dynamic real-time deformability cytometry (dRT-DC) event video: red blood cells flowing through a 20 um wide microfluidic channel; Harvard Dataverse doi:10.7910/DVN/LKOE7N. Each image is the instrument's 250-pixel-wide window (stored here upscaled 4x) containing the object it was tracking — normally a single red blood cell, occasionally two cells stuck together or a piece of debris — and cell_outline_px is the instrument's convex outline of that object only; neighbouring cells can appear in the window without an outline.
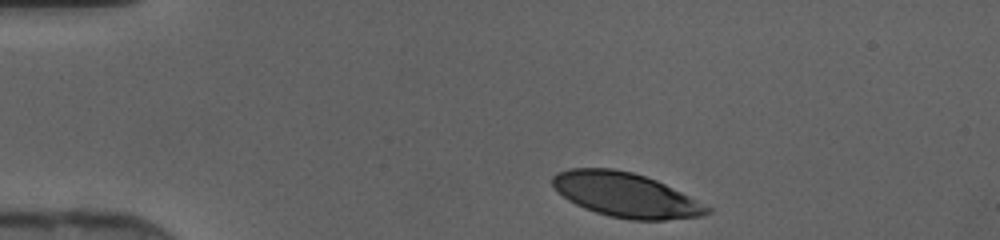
{"species": "human", "species_latin": "Homo sapiens", "temperature_condition": "cold", "stored_images_in_passage": 34, "camera_frame_rate_fps": 3000, "um_per_image_px": 0.085, "donor": {"sex": "female"}, "frame": {"image": 1, "passage_image": 1, "time_ms": 0.0, "image_size_px": [1000, 240], "cell_outline_px": [[712, 212], [704, 216], [664, 220], [632, 220], [608, 216], [584, 208], [568, 200], [552, 184], [552, 176], [556, 172], [568, 168], [612, 168], [632, 172], [656, 180], [712, 208]], "centroid_in_image_um": [53.18, 16.57], "position_along_channel_um": 31.8, "area_um2": 39.82}}
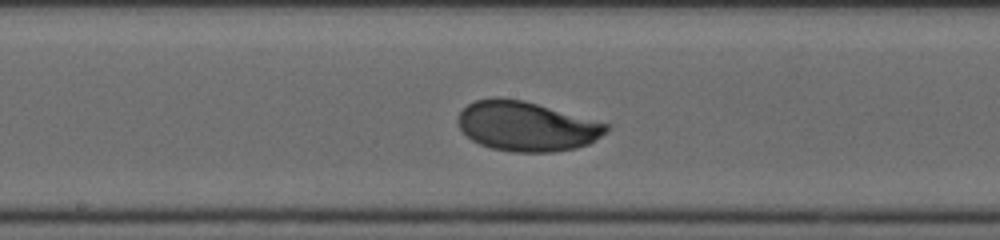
{"frame": {"image": 2, "passage_image": 17, "time_ms": 5.333, "image_size_px": [1000, 240], "cell_outline_px": [[612, 128], [588, 144], [576, 148], [552, 152], [512, 152], [492, 148], [480, 144], [472, 140], [460, 128], [460, 112], [468, 104], [476, 100], [496, 96], [524, 100], [612, 124]], "centroid_in_image_um": [44.81, 10.72], "position_along_channel_um": 203.4, "area_um2": 43.0}}
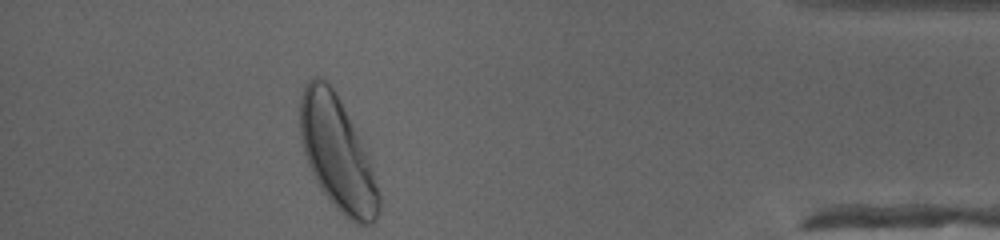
{"frame": {"image": 3, "passage_image": 34, "time_ms": 11.0, "image_size_px": [1000, 240], "cell_outline_px": [[380, 212], [376, 220], [372, 224], [356, 224], [348, 220], [328, 200], [320, 188], [308, 164], [300, 140], [300, 96], [304, 84], [312, 76], [320, 76], [328, 80], [336, 92], [368, 152], [380, 196]], "centroid_in_image_um": [28.67, 13.04], "position_along_channel_um": 406.5, "area_um2": 52.6}}